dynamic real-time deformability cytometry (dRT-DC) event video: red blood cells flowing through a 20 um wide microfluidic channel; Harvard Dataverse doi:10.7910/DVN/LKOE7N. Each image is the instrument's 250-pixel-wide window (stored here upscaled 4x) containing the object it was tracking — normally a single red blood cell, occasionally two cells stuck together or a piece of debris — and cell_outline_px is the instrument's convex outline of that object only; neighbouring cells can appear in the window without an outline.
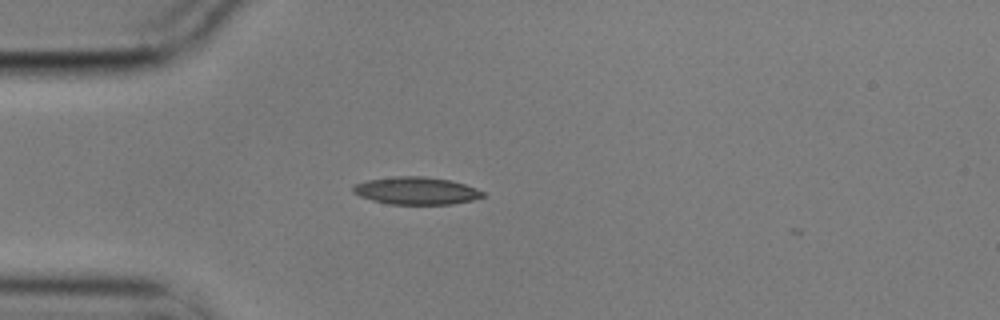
{"species": "common noctule bat (a hibernating species)", "species_latin": "Nyctalus noctula", "temperature_condition": "cold", "stored_images_in_passage": 1, "camera_frame_rate_fps": 3000, "um_per_image_px": 0.085, "animal": {"sex": "male", "body_mass_g": 17.9}, "frame": {"image": 1, "passage_image": 1, "time_ms": 0.0, "image_size_px": [1000, 320], "cell_outline_px": [[484, 196], [472, 200], [452, 204], [388, 204], [372, 200], [360, 196], [352, 192], [352, 188], [356, 184], [368, 180], [396, 176], [424, 176], [448, 180], [464, 184], [476, 188], [484, 192]], "centroid_in_image_um": [35.37, 16.21], "position_along_channel_um": 49.6, "area_um2": 20.63}}